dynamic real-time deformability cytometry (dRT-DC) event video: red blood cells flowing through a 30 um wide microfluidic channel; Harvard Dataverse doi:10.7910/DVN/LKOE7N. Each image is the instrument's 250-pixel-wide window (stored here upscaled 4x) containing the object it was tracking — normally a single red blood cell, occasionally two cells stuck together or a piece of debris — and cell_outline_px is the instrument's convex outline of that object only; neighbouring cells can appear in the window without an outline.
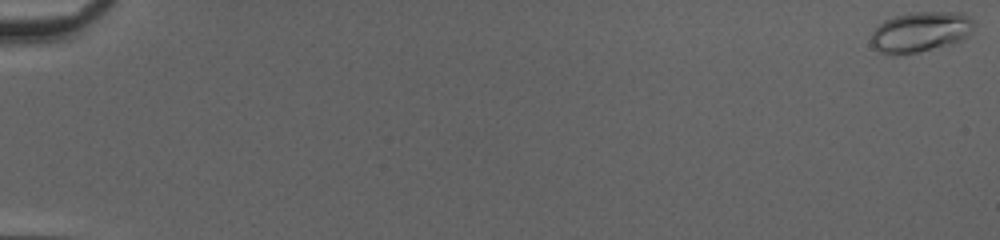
{"species": "common noctule bat (a hibernating species)", "species_latin": "Nyctalus noctula", "temperature_condition": "cold", "stored_images_in_passage": 52, "camera_frame_rate_fps": 3000, "um_per_image_px": 0.085, "animal": {"sex": "female", "body_mass_g": 20.0, "forearm_length_mm": 54.0}, "frame": {"image": 1, "passage_image": 1, "time_ms": 0.0, "image_size_px": [1000, 240], "cell_outline_px": [[976, 24], [968, 36], [952, 44], [916, 52], [896, 56], [892, 56], [880, 52], [872, 44], [872, 32], [884, 20], [892, 16], [912, 12], [964, 12]], "centroid_in_image_um": [78.25, 2.7], "position_along_channel_um": 6.7, "area_um2": 24.33}}
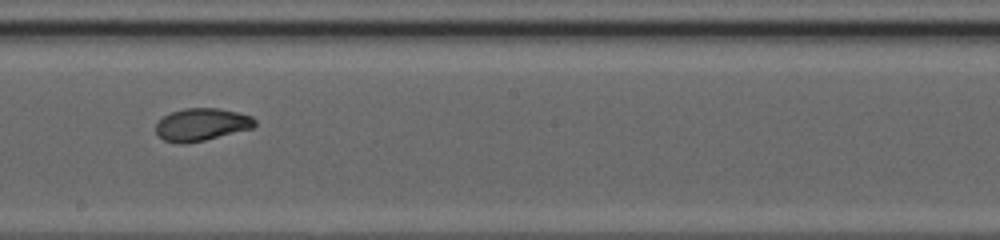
{"frame": {"image": 2, "passage_image": 32, "time_ms": 10.333, "image_size_px": [1000, 240], "cell_outline_px": [[256, 124], [252, 128], [204, 140], [184, 144], [180, 144], [164, 140], [156, 132], [156, 124], [164, 116], [172, 112], [184, 108], [216, 108], [236, 112], [252, 116], [256, 120]], "centroid_in_image_um": [17.13, 10.58], "position_along_channel_um": 231.1, "area_um2": 18.55}}
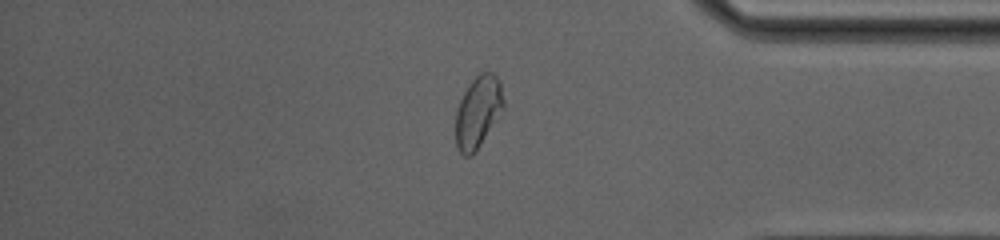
{"frame": {"image": 3, "passage_image": 45, "time_ms": 14.667, "image_size_px": [1000, 240], "cell_outline_px": [[504, 108], [476, 152], [472, 156], [464, 156], [460, 152], [456, 144], [456, 108], [468, 84], [480, 72], [492, 72], [500, 80], [504, 100]], "centroid_in_image_um": [40.64, 9.51], "position_along_channel_um": 394.6, "area_um2": 20.17}, "authors_computed_cell_mechanics": {"area_um2": 19.6809, "velocity_mm_per_s": 4.1433, "shape_relaxation_time_tau1_ms": 4.9811, "shape_relaxation_time_tau2_ms": 0.9882, "deformation_change_tau1": 0.1624, "deformation_change_tau2": 0.0481}}